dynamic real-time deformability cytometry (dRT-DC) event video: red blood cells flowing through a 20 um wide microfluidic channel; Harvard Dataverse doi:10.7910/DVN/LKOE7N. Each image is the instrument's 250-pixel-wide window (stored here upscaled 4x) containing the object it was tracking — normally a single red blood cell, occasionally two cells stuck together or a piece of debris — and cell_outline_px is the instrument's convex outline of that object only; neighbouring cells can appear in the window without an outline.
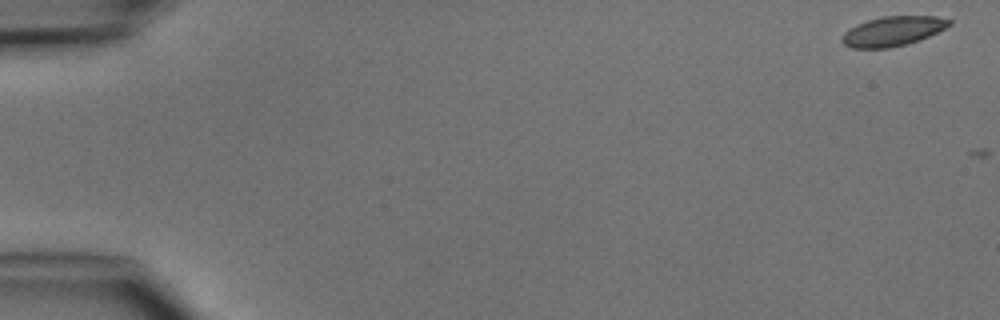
{"species": "common noctule bat (a hibernating species)", "species_latin": "Nyctalus noctula", "temperature_condition": "cold", "stored_images_in_passage": 2, "camera_frame_rate_fps": 3000, "um_per_image_px": 0.085, "animal": {"sex": "male", "body_mass_g": 15.6}, "frame": {"image": 1, "passage_image": 1, "time_ms": 0.0, "image_size_px": [1000, 320], "cell_outline_px": [[952, 24], [920, 40], [888, 48], [852, 48], [844, 44], [840, 40], [840, 36], [848, 28], [856, 24], [868, 20], [884, 16], [936, 16], [952, 20]], "centroid_in_image_um": [75.84, 2.64], "position_along_channel_um": 9.2, "area_um2": 18.5}}